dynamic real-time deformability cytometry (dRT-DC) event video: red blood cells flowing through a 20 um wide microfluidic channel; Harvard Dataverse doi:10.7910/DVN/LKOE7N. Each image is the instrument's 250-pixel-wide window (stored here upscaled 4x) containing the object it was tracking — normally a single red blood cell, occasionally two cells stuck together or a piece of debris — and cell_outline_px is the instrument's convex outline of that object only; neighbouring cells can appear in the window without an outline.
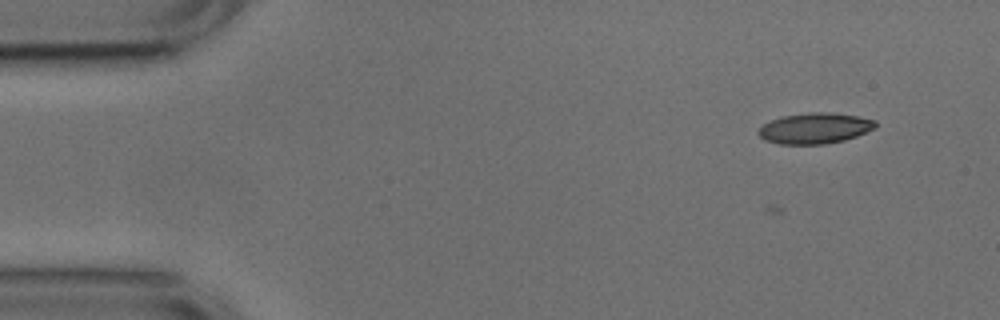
{"species": "common noctule bat (a hibernating species)", "species_latin": "Nyctalus noctula", "temperature_condition": "cold", "stored_images_in_passage": 2, "camera_frame_rate_fps": 3000, "um_per_image_px": 0.085, "animal": {"sex": "male", "body_mass_g": 17.9, "forearm_length_mm": 54.2}, "frame": {"image": 1, "passage_image": 2, "time_ms": 0.333, "image_size_px": [1000, 320], "cell_outline_px": [[876, 128], [856, 136], [844, 140], [824, 144], [780, 144], [764, 140], [756, 132], [764, 124], [772, 120], [784, 116], [808, 112], [828, 112], [856, 116], [876, 120]], "centroid_in_image_um": [69.26, 10.9], "position_along_channel_um": 15.7, "area_um2": 20.87}}